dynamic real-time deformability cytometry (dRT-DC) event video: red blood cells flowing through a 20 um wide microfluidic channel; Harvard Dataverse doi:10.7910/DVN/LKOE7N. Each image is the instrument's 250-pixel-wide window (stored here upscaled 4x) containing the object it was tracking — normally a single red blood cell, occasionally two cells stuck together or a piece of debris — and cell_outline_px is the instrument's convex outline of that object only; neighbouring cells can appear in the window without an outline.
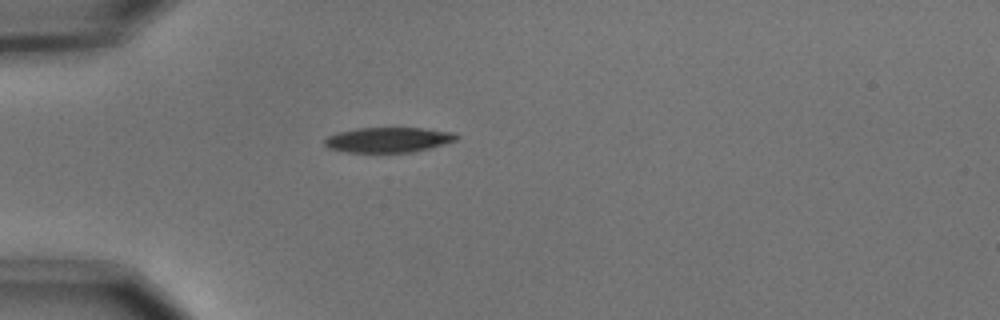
{"species": "common noctule bat (a hibernating species)", "species_latin": "Nyctalus noctula", "temperature_condition": "cold", "stored_images_in_passage": 32, "camera_frame_rate_fps": 3000, "um_per_image_px": 0.085, "animal": {"sex": "male", "body_mass_g": 15.6}, "frame": {"image": 1, "passage_image": 1, "time_ms": 0.0, "image_size_px": [1000, 320], "cell_outline_px": [[460, 136], [456, 140], [428, 148], [412, 152], [348, 152], [328, 148], [324, 144], [324, 140], [328, 136], [340, 132], [356, 128], [420, 128], [452, 132]], "centroid_in_image_um": [32.98, 11.88], "position_along_channel_um": 52.0, "area_um2": 19.02}}
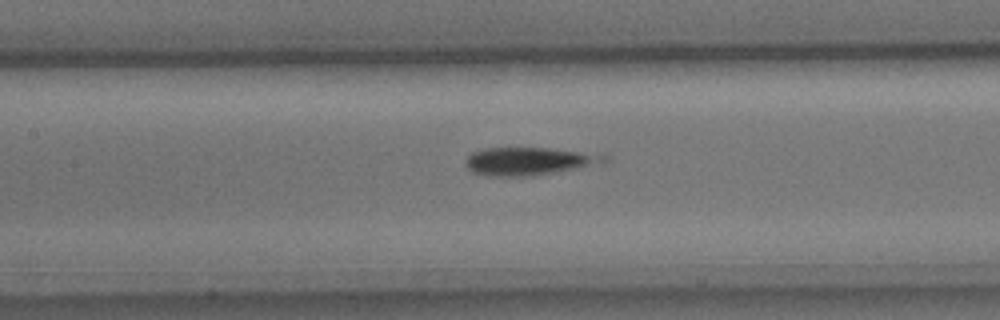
{"frame": {"image": 2, "passage_image": 11, "time_ms": 3.333, "image_size_px": [1000, 320], "cell_outline_px": [[612, 156], [608, 160], [552, 172], [524, 176], [492, 176], [472, 172], [468, 168], [468, 156], [472, 152], [484, 148], [548, 148]], "centroid_in_image_um": [44.86, 13.68], "position_along_channel_um": 162.5, "area_um2": 21.5}}
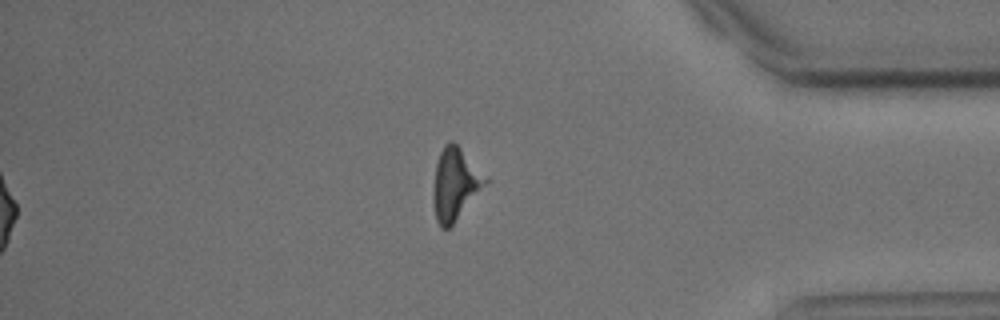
{"frame": {"image": 3, "passage_image": 32, "time_ms": 10.333, "image_size_px": [1000, 320], "cell_outline_px": [[488, 180], [452, 224], [448, 228], [440, 228], [436, 220], [432, 196], [432, 192], [436, 164], [440, 152], [444, 144], [452, 140], [460, 148]], "centroid_in_image_um": [38.62, 15.64], "position_along_channel_um": 396.6, "area_um2": 21.04}, "authors_computed_cell_mechanics": {"area_um2": 20.4901, "velocity_mm_per_s": 3.6833, "shape_relaxation_time_tau1_ms": 6.4506, "shape_relaxation_time_tau2_ms": null, "deformation_change_tau1": 0.3887, "deformation_change_tau2": null}}